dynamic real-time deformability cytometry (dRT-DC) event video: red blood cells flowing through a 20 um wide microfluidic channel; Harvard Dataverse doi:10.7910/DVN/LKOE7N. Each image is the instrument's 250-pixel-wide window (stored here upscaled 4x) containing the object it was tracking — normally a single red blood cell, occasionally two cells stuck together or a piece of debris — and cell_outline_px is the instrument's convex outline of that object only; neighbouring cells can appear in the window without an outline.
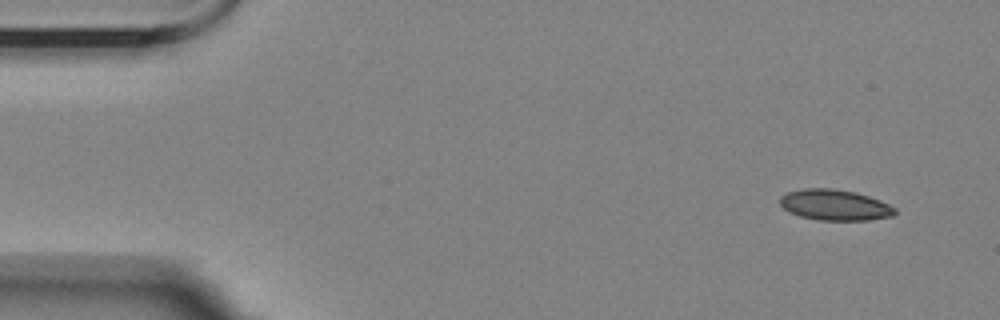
{"species": "Egyptian fruit bat (a non-hibernating species)", "species_latin": "Rousettus aegyptiacus", "temperature_condition": "room temperature", "stored_images_in_passage": 5, "camera_frame_rate_fps": 3000, "um_per_image_px": 0.085, "animal": {"sex": "female"}, "frame": {"image": 1, "passage_image": 1, "time_ms": 0.0, "image_size_px": [1000, 320], "cell_outline_px": [[896, 212], [892, 216], [868, 220], [816, 220], [800, 216], [788, 212], [780, 204], [780, 196], [788, 192], [804, 188], [832, 188], [856, 192], [880, 200], [896, 208]], "centroid_in_image_um": [70.94, 17.42], "position_along_channel_um": 14.1, "area_um2": 20.69}}
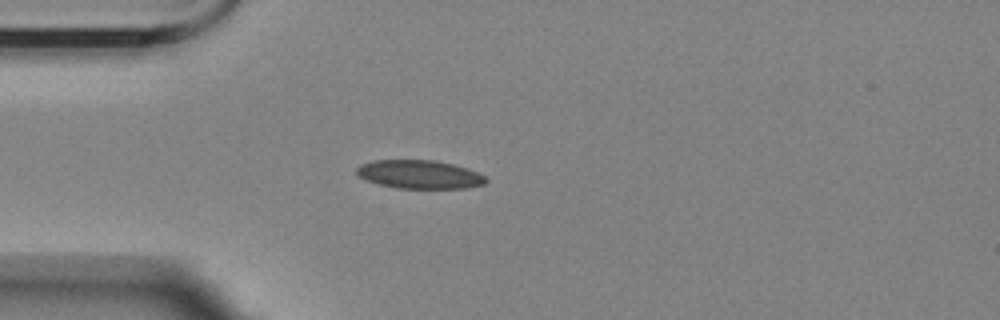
{"frame": {"image": 2, "passage_image": 4, "time_ms": 3.667, "image_size_px": [1000, 320], "cell_outline_px": [[488, 180], [484, 184], [468, 188], [396, 188], [380, 184], [368, 180], [360, 176], [356, 172], [356, 168], [360, 164], [372, 160], [436, 160], [468, 168], [480, 172]], "centroid_in_image_um": [35.69, 14.81], "position_along_channel_um": 49.3, "area_um2": 21.5}}